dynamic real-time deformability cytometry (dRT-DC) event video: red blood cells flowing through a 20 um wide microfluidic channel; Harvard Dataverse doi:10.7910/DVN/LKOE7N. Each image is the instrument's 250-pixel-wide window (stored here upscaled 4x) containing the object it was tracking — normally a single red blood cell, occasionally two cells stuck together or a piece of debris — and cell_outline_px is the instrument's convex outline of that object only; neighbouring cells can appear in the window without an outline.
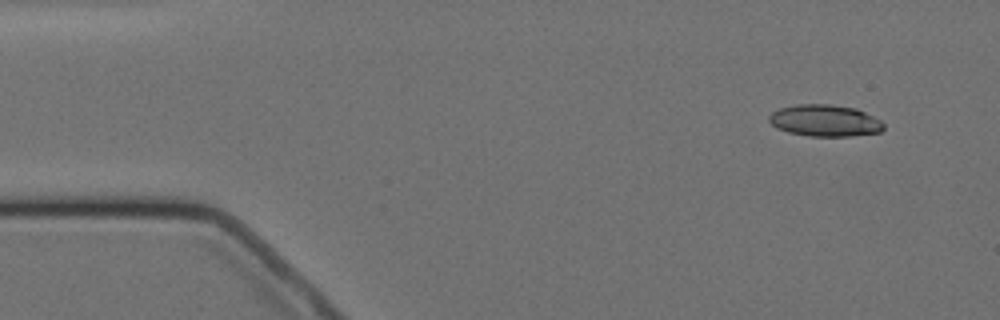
{"species": "Egyptian fruit bat (a non-hibernating species)", "species_latin": "Rousettus aegyptiacus", "temperature_condition": "cold", "stored_images_in_passage": 5, "camera_frame_rate_fps": 3000, "um_per_image_px": 0.085, "animal": {"sex": "female"}, "frame": {"image": 1, "passage_image": 2, "time_ms": 1.333, "image_size_px": [1000, 320], "cell_outline_px": [[884, 128], [880, 132], [852, 136], [808, 136], [788, 132], [776, 128], [768, 120], [768, 116], [772, 112], [780, 108], [796, 104], [832, 104], [856, 108], [880, 120], [884, 124]], "centroid_in_image_um": [70.1, 10.25], "position_along_channel_um": 14.9, "area_um2": 21.27}}
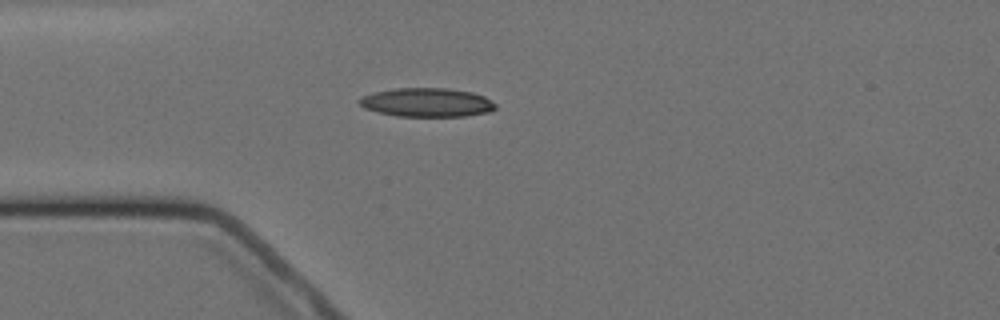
{"frame": {"image": 2, "passage_image": 5, "time_ms": 4.667, "image_size_px": [1000, 320], "cell_outline_px": [[496, 108], [488, 112], [464, 116], [396, 116], [364, 108], [356, 100], [360, 96], [376, 92], [396, 88], [448, 88], [472, 92], [484, 96], [496, 104]], "centroid_in_image_um": [36.27, 8.7], "position_along_channel_um": 48.7, "area_um2": 22.83}}